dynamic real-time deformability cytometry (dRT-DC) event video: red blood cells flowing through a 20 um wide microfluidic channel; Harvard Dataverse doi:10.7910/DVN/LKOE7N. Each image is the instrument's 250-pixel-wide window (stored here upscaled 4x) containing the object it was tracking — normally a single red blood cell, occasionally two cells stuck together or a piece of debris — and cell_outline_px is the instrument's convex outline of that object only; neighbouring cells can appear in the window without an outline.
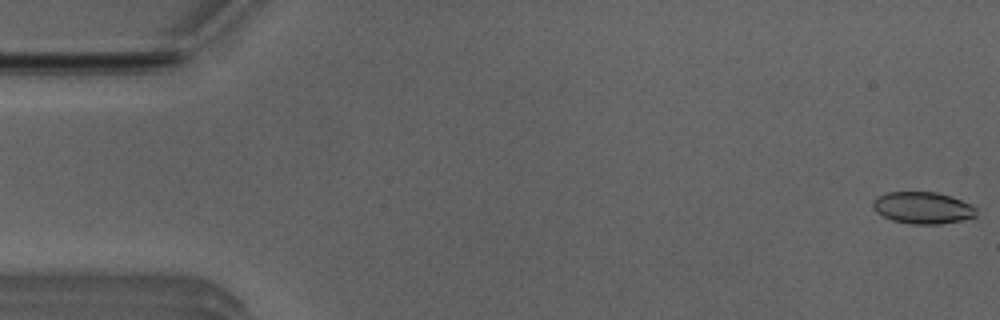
{"species": "Egyptian fruit bat (a non-hibernating species)", "species_latin": "Rousettus aegyptiacus", "temperature_condition": "room temperature", "stored_images_in_passage": 51, "camera_frame_rate_fps": 3000, "um_per_image_px": 0.085, "animal": {"sex": "male"}, "frame": {"image": 1, "passage_image": 1, "time_ms": 0.0, "image_size_px": [1000, 320], "cell_outline_px": [[976, 216], [960, 220], [940, 224], [912, 224], [892, 220], [876, 212], [872, 208], [872, 200], [876, 196], [888, 192], [936, 192], [952, 196], [972, 204], [976, 208]], "centroid_in_image_um": [78.41, 17.65], "position_along_channel_um": 6.6, "area_um2": 19.31}}
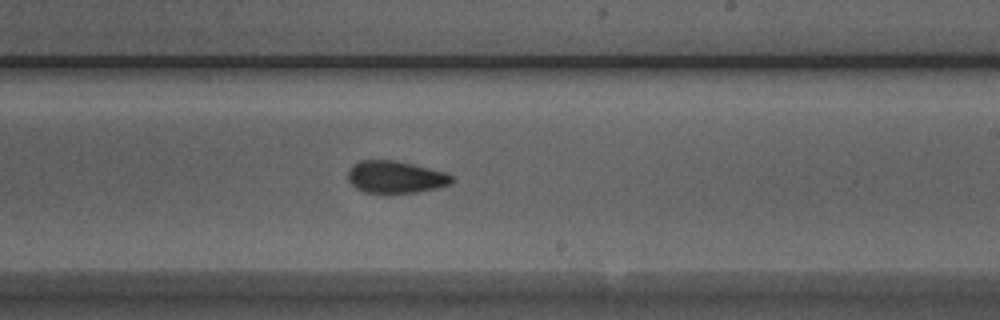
{"frame": {"image": 2, "passage_image": 30, "time_ms": 9.667, "image_size_px": [1000, 320], "cell_outline_px": [[452, 180], [448, 184], [436, 188], [416, 192], [392, 196], [388, 196], [364, 192], [356, 188], [348, 180], [348, 168], [352, 164], [360, 160], [396, 160], [444, 172], [452, 176]], "centroid_in_image_um": [33.54, 15.08], "position_along_channel_um": 255.5, "area_um2": 20.0}}
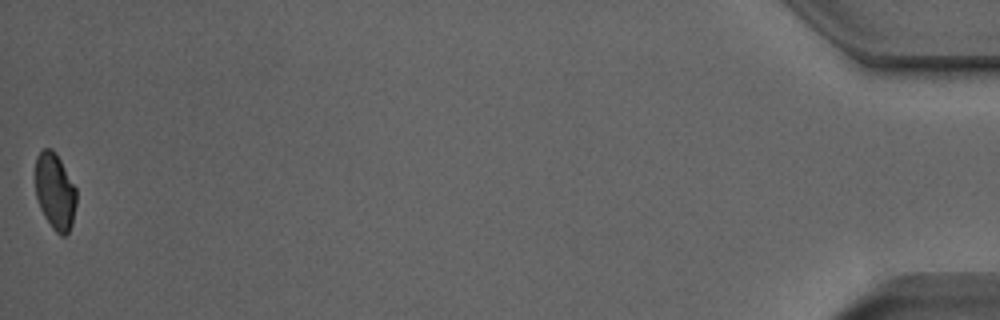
{"frame": {"image": 3, "passage_image": 51, "time_ms": 16.667, "image_size_px": [1000, 320], "cell_outline_px": [[76, 204], [72, 224], [68, 232], [64, 236], [60, 236], [52, 228], [44, 216], [40, 208], [36, 196], [36, 156], [44, 148], [52, 148], [56, 152], [76, 188]], "centroid_in_image_um": [4.68, 16.27], "position_along_channel_um": 430.5, "area_um2": 18.32}, "authors_computed_cell_mechanics": {"area_um2": 19.5942, "velocity_mm_per_s": 4.0134, "shape_relaxation_time_tau1_ms": null, "shape_relaxation_time_tau2_ms": 2.0056, "deformation_change_tau1": null, "deformation_change_tau2": 0.0667}}